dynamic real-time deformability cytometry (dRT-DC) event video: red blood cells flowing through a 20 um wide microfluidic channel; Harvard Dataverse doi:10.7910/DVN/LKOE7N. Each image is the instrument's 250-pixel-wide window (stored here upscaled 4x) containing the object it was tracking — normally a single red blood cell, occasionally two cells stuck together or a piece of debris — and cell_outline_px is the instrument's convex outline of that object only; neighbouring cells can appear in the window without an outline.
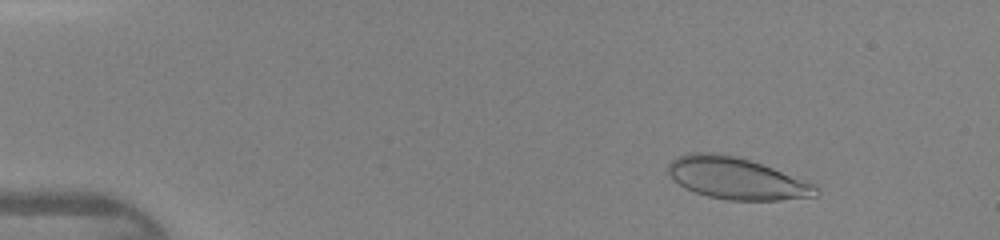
{"species": "human", "species_latin": "Homo sapiens", "temperature_condition": "warm", "stored_images_in_passage": 45, "camera_frame_rate_fps": 3000, "um_per_image_px": 0.085, "donor": {"sex": "female"}, "frame": {"image": 1, "passage_image": 6, "time_ms": 1.667, "image_size_px": [1000, 240], "cell_outline_px": [[820, 192], [816, 196], [780, 200], [728, 200], [708, 196], [684, 188], [672, 180], [668, 172], [668, 164], [672, 160], [688, 152], [712, 152], [736, 156], [772, 168], [816, 184]], "centroid_in_image_um": [62.58, 15.16], "position_along_channel_um": 22.4, "area_um2": 35.89}}
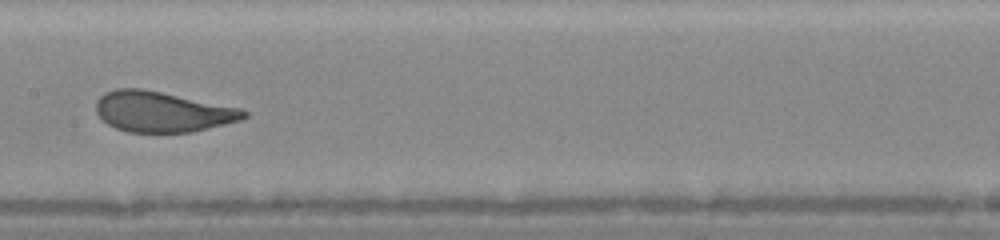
{"frame": {"image": 2, "passage_image": 24, "time_ms": 7.667, "image_size_px": [1000, 240], "cell_outline_px": [[248, 116], [240, 120], [192, 132], [128, 132], [116, 128], [108, 124], [96, 112], [96, 100], [104, 92], [116, 88], [140, 88], [244, 108], [248, 112]], "centroid_in_image_um": [13.81, 9.49], "position_along_channel_um": 193.6, "area_um2": 34.91}}
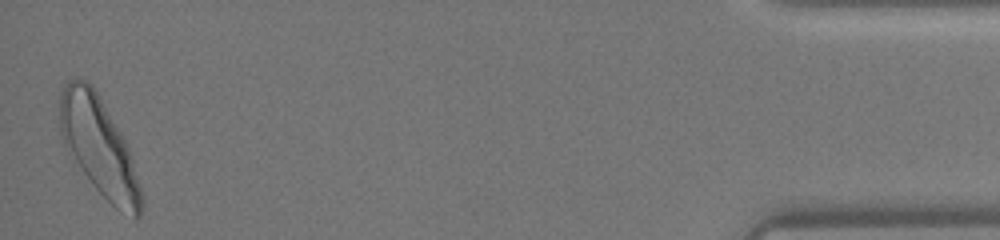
{"frame": {"image": 3, "passage_image": 45, "time_ms": 14.667, "image_size_px": [1000, 240], "cell_outline_px": [[144, 208], [140, 216], [136, 216], [120, 212], [92, 184], [76, 160], [64, 140], [60, 132], [60, 96], [64, 84], [68, 80], [76, 76], [88, 80], [92, 84], [124, 140], [128, 148], [132, 160], [140, 188], [144, 204]], "centroid_in_image_um": [8.42, 12.42], "position_along_channel_um": 426.8, "area_um2": 45.14}}